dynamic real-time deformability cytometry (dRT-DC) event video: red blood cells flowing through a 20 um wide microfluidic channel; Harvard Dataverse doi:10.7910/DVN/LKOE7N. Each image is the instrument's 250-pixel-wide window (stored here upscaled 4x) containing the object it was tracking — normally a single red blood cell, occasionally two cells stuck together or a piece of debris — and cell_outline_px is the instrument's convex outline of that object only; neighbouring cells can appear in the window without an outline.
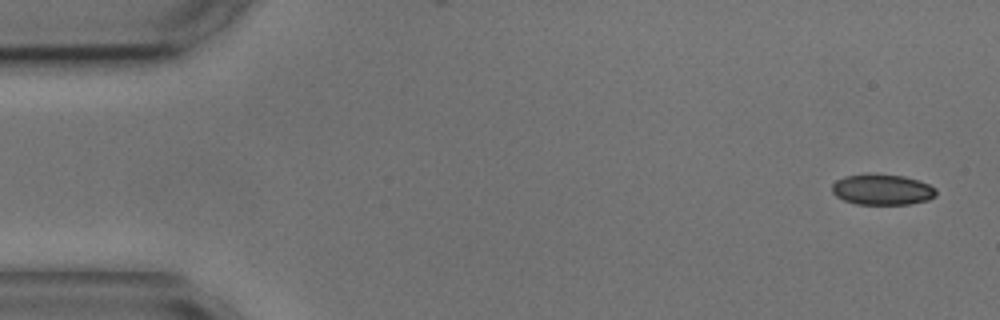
{"species": "common noctule bat (a hibernating species)", "species_latin": "Nyctalus noctula", "temperature_condition": "cold", "stored_images_in_passage": 8, "camera_frame_rate_fps": 3000, "um_per_image_px": 0.085, "animal": {"sex": "male", "body_mass_g": 17.9, "forearm_length_mm": 54.2}, "frame": {"image": 1, "passage_image": 1, "time_ms": 0.0, "image_size_px": [1000, 320], "cell_outline_px": [[936, 196], [928, 200], [908, 204], [856, 204], [844, 200], [836, 196], [832, 192], [832, 184], [836, 180], [844, 176], [904, 176], [928, 184], [936, 188]], "centroid_in_image_um": [75.0, 16.15], "position_along_channel_um": 10.0, "area_um2": 18.03}}
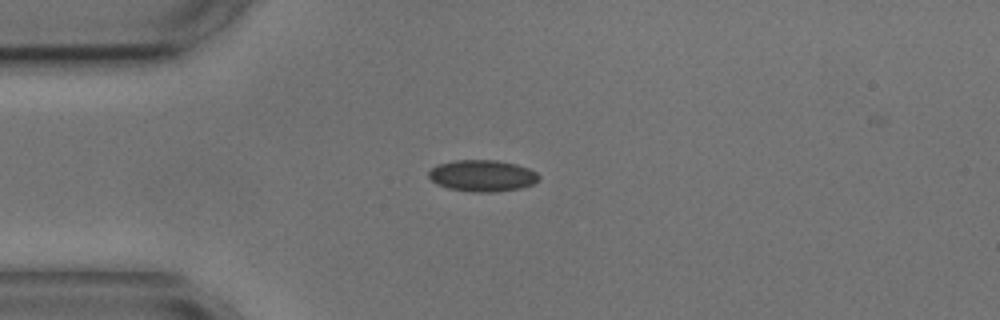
{"frame": {"image": 2, "passage_image": 4, "time_ms": 3.667, "image_size_px": [1000, 320], "cell_outline_px": [[540, 176], [532, 184], [520, 188], [496, 192], [472, 192], [448, 188], [436, 184], [428, 176], [428, 172], [436, 164], [456, 160], [496, 160], [516, 164], [528, 168], [536, 172]], "centroid_in_image_um": [40.97, 14.93], "position_along_channel_um": 44.0, "area_um2": 20.23}}
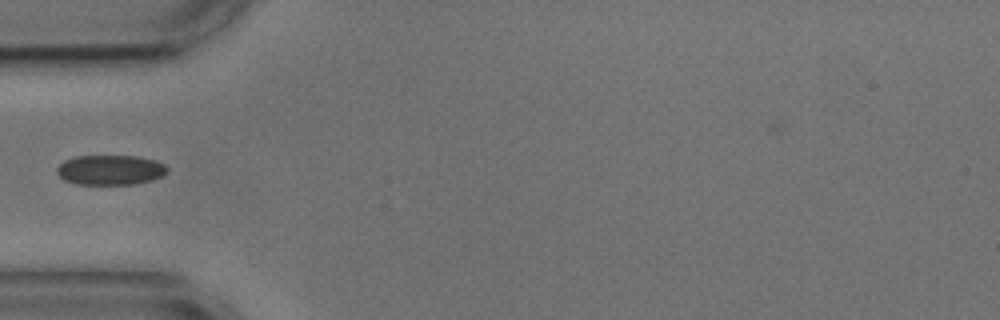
{"frame": {"image": 3, "passage_image": 5, "time_ms": 5.0, "image_size_px": [1000, 320], "cell_outline_px": [[168, 172], [152, 180], [132, 184], [76, 184], [64, 180], [56, 172], [56, 168], [64, 160], [76, 156], [136, 156], [156, 160], [164, 164], [168, 168]], "centroid_in_image_um": [9.37, 14.44], "position_along_channel_um": 75.6, "area_um2": 19.25}}